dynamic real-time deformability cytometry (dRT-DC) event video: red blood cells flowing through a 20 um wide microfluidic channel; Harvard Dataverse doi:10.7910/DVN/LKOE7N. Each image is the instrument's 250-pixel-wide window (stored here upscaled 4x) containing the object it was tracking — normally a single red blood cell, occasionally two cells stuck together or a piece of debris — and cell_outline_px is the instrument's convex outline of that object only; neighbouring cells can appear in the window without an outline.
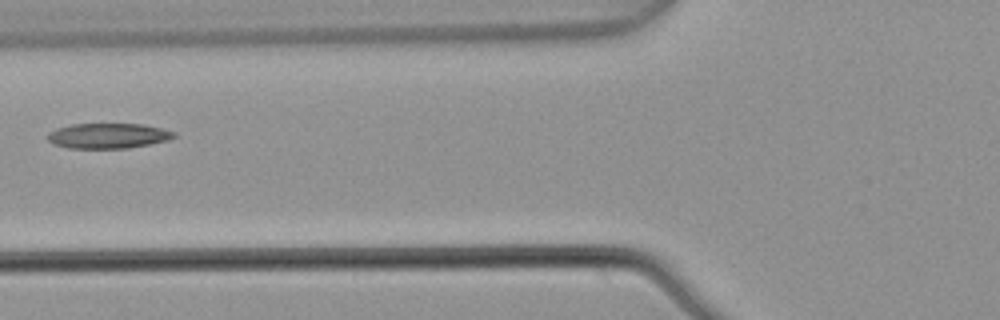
{"species": "common noctule bat (a hibernating species)", "species_latin": "Nyctalus noctula", "temperature_condition": "warm", "stored_images_in_passage": 7, "camera_frame_rate_fps": 3000, "um_per_image_px": 0.085, "animal": {"sex": "male", "body_mass_g": 21.5, "forearm_length_mm": 52.0}, "frame": {"image": 1, "passage_image": 6, "time_ms": 1.667, "image_size_px": [1000, 320], "cell_outline_px": [[176, 136], [168, 140], [128, 148], [68, 148], [52, 144], [48, 140], [48, 132], [56, 128], [72, 124], [144, 124], [176, 132]], "centroid_in_image_um": [9.17, 11.54], "position_along_channel_um": 116.6, "area_um2": 18.55}}
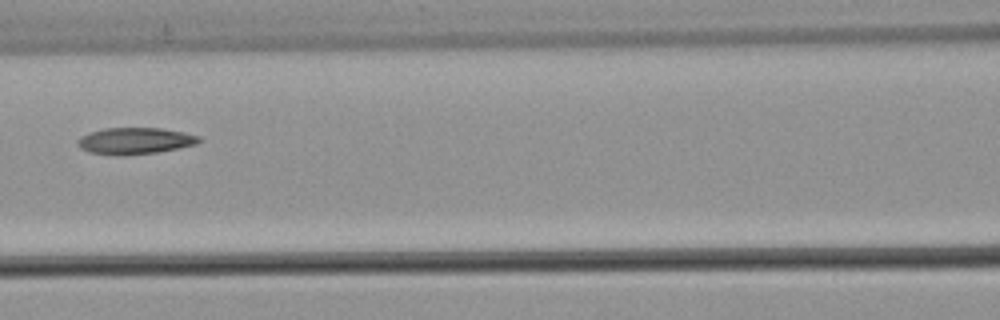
{"frame": {"image": 2, "passage_image": 7, "time_ms": 2.0, "image_size_px": [1000, 320], "cell_outline_px": [[204, 140], [196, 144], [156, 152], [116, 156], [88, 152], [80, 148], [76, 144], [76, 140], [80, 136], [88, 132], [104, 128], [160, 128], [184, 132], [200, 136]], "centroid_in_image_um": [11.43, 11.97], "position_along_channel_um": 155.2, "area_um2": 18.96}}